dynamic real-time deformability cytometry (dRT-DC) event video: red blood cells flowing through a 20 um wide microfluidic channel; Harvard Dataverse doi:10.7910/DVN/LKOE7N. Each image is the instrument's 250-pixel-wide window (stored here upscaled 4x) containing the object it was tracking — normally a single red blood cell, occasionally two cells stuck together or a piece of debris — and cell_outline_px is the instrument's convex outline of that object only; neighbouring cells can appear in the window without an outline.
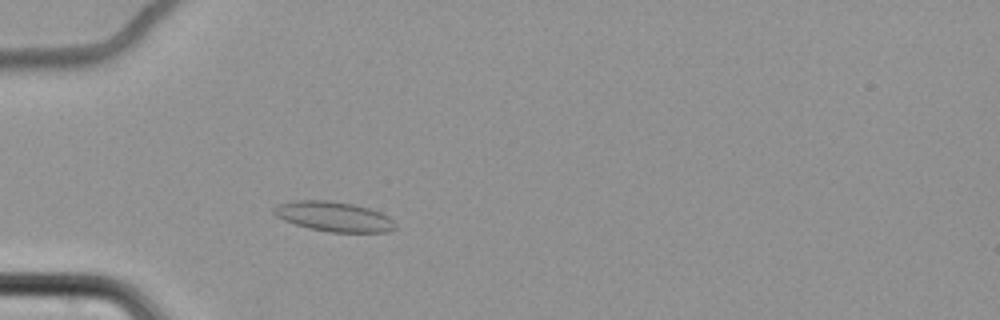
{"species": "common noctule bat (a hibernating species)", "species_latin": "Nyctalus noctula", "temperature_condition": "cold", "stored_images_in_passage": 55, "camera_frame_rate_fps": 3000, "um_per_image_px": 0.085, "animal": {"sex": "female", "body_mass_g": 22.7, "forearm_length_mm": 54.2}, "frame": {"image": 1, "passage_image": 13, "time_ms": 4.0, "image_size_px": [1000, 320], "cell_outline_px": [[396, 228], [388, 232], [328, 232], [308, 228], [284, 220], [276, 216], [272, 212], [272, 208], [276, 204], [296, 200], [328, 200], [352, 204], [368, 208], [380, 212], [388, 216], [396, 224]], "centroid_in_image_um": [28.35, 18.4], "position_along_channel_um": 56.7, "area_um2": 21.21}}
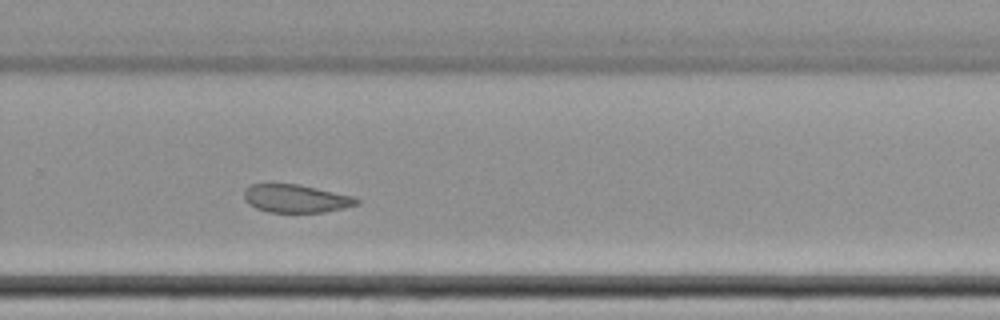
{"frame": {"image": 2, "passage_image": 36, "time_ms": 11.667, "image_size_px": [1000, 320], "cell_outline_px": [[360, 200], [356, 204], [344, 208], [324, 212], [268, 212], [256, 208], [248, 204], [244, 200], [244, 188], [252, 184], [300, 184], [356, 196]], "centroid_in_image_um": [25.15, 16.87], "position_along_channel_um": 304.6, "area_um2": 18.61}}
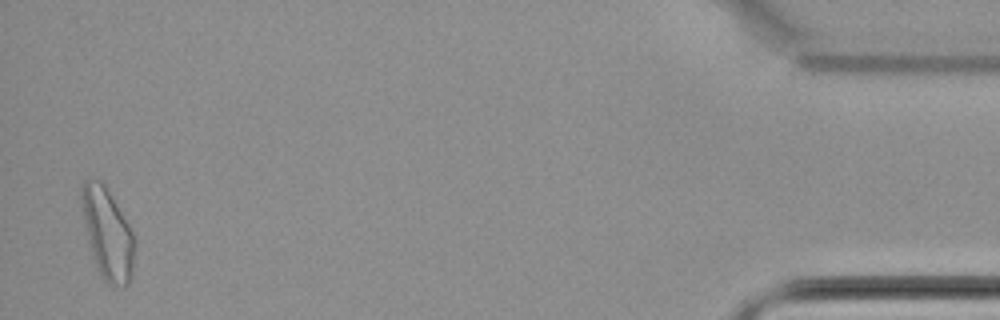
{"frame": {"image": 3, "passage_image": 54, "time_ms": 17.667, "image_size_px": [1000, 320], "cell_outline_px": [[136, 244], [132, 272], [128, 284], [108, 284], [104, 280], [96, 264], [92, 252], [84, 220], [80, 196], [80, 192], [84, 180], [88, 176], [100, 180], [104, 184], [128, 224], [136, 240]], "centroid_in_image_um": [9.14, 19.8], "position_along_channel_um": 426.1, "area_um2": 27.51}, "authors_computed_cell_mechanics": {"area_um2": 20.8658, "velocity_mm_per_s": 3.4201, "shape_relaxation_time_tau1_ms": null, "shape_relaxation_time_tau2_ms": 4.0234, "deformation_change_tau1": null, "deformation_change_tau2": 0.0926}}